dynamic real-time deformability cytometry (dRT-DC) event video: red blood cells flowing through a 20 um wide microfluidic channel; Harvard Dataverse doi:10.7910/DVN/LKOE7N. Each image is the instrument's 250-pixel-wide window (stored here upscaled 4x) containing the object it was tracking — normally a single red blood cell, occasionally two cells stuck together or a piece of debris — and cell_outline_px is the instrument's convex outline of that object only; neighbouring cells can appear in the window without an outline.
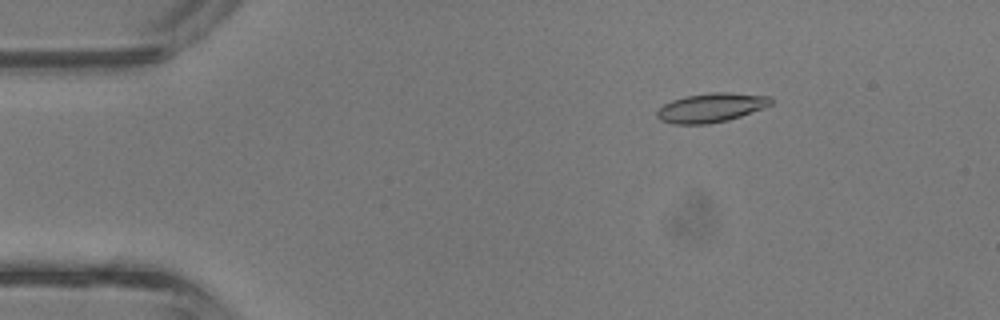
{"species": "common noctule bat (a hibernating species)", "species_latin": "Nyctalus noctula", "temperature_condition": "room temperature", "stored_images_in_passage": 43, "camera_frame_rate_fps": 3000, "um_per_image_px": 0.085, "animal": {"sex": "male", "body_mass_g": 13.3}, "frame": {"image": 1, "passage_image": 7, "time_ms": 2.0, "image_size_px": [1000, 320], "cell_outline_px": [[772, 104], [764, 108], [728, 120], [708, 124], [672, 124], [660, 120], [656, 116], [656, 112], [664, 104], [672, 100], [688, 96], [712, 92], [728, 92], [772, 96]], "centroid_in_image_um": [60.46, 9.15], "position_along_channel_um": 24.5, "area_um2": 19.36}}
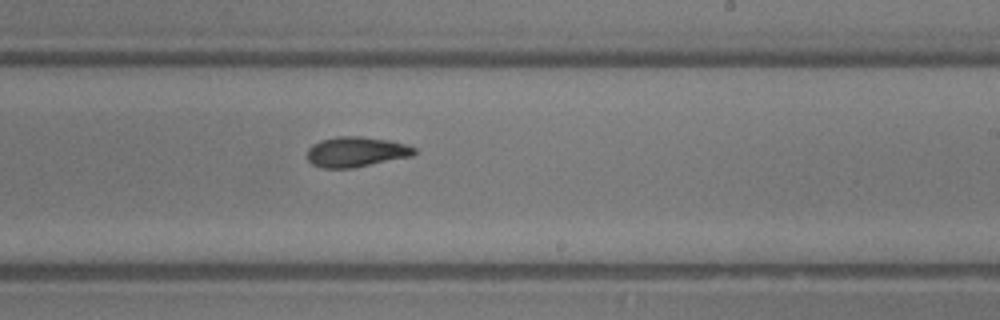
{"frame": {"image": 2, "passage_image": 26, "time_ms": 8.333, "image_size_px": [1000, 320], "cell_outline_px": [[416, 152], [412, 156], [352, 168], [320, 168], [312, 164], [308, 160], [308, 148], [312, 144], [320, 140], [336, 136], [360, 136], [392, 140], [416, 148]], "centroid_in_image_um": [30.25, 12.9], "position_along_channel_um": 258.7, "area_um2": 18.96}}
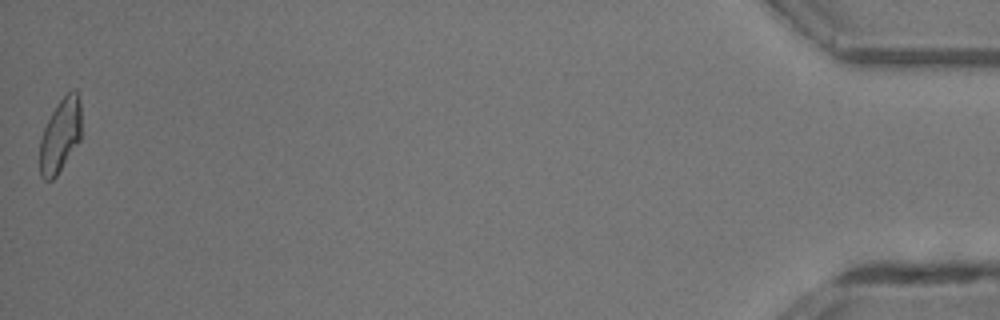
{"frame": {"image": 3, "passage_image": 43, "time_ms": 14.0, "image_size_px": [1000, 320], "cell_outline_px": [[80, 140], [56, 176], [52, 180], [44, 180], [40, 176], [40, 140], [44, 128], [52, 112], [60, 100], [72, 88], [76, 88], [80, 100]], "centroid_in_image_um": [5.12, 11.5], "position_along_channel_um": 430.1, "area_um2": 17.74}, "authors_computed_cell_mechanics": {"area_um2": 18.8428, "velocity_mm_per_s": 4.8282, "shape_relaxation_time_tau1_ms": 6.0066, "shape_relaxation_time_tau2_ms": 1.9683, "deformation_change_tau1": 0.1873, "deformation_change_tau2": 0.0867}}